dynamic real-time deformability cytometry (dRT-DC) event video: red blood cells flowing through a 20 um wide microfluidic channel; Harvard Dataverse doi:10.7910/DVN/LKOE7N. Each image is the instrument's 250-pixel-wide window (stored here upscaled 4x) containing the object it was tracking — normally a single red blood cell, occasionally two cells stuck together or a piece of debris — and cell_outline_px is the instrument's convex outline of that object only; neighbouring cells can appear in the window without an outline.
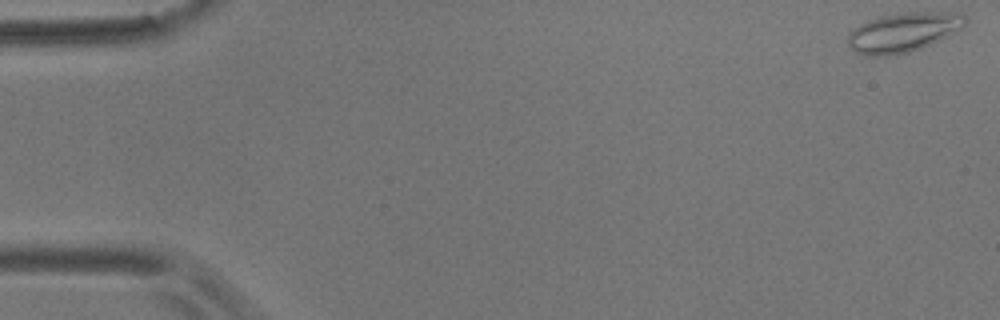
{"species": "common noctule bat (a hibernating species)", "species_latin": "Nyctalus noctula", "temperature_condition": "room temperature", "stored_images_in_passage": 56, "camera_frame_rate_fps": 3000, "um_per_image_px": 0.085, "animal": {"sex": "male", "body_mass_g": 17.9}, "frame": {"image": 1, "passage_image": 1, "time_ms": 0.0, "image_size_px": [1000, 320], "cell_outline_px": [[968, 20], [956, 32], [920, 48], [908, 52], [888, 56], [868, 56], [856, 52], [848, 44], [848, 32], [852, 28], [868, 20], [880, 16], [908, 12], [960, 12]], "centroid_in_image_um": [76.75, 2.73], "position_along_channel_um": 8.2, "area_um2": 26.88}}
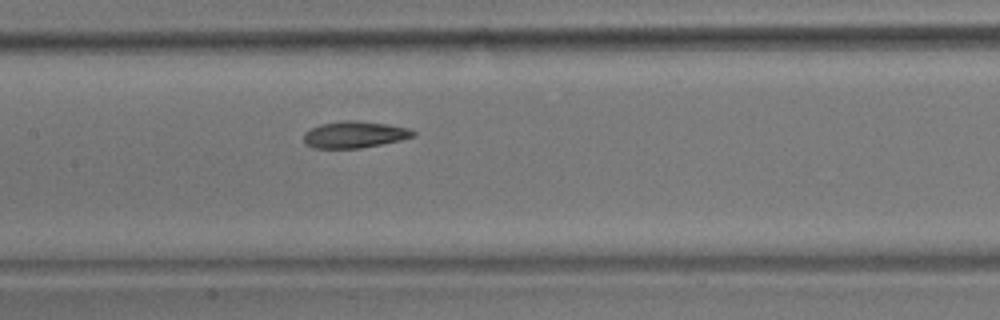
{"frame": {"image": 2, "passage_image": 27, "time_ms": 8.667, "image_size_px": [1000, 320], "cell_outline_px": [[416, 136], [400, 140], [360, 148], [316, 148], [304, 144], [304, 132], [320, 124], [344, 120], [356, 120], [388, 124], [408, 128], [416, 132]], "centroid_in_image_um": [30.13, 11.43], "position_along_channel_um": 177.3, "area_um2": 16.99}}
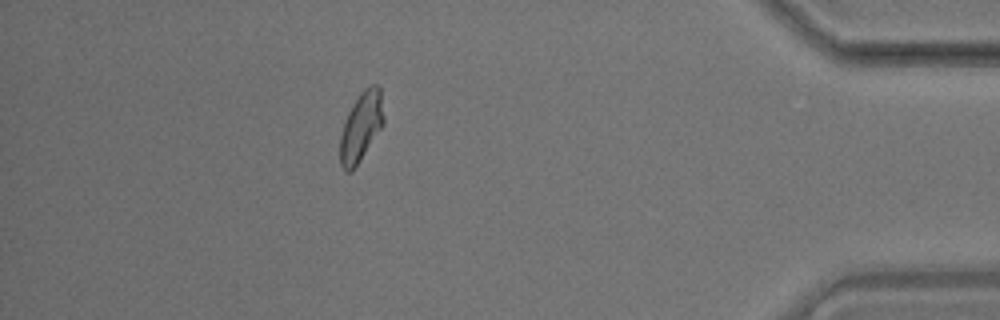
{"frame": {"image": 3, "passage_image": 50, "time_ms": 16.333, "image_size_px": [1000, 320], "cell_outline_px": [[384, 124], [352, 172], [344, 172], [340, 164], [340, 136], [344, 120], [352, 104], [360, 92], [368, 84], [380, 84], [384, 116]], "centroid_in_image_um": [30.69, 10.74], "position_along_channel_um": 404.5, "area_um2": 17.92}, "authors_computed_cell_mechanics": {"area_um2": 17.4845, "velocity_mm_per_s": 3.5593, "shape_relaxation_time_tau1_ms": 4.1714, "shape_relaxation_time_tau2_ms": 3.0982, "deformation_change_tau1": 0.1336, "deformation_change_tau2": 0.0891}}